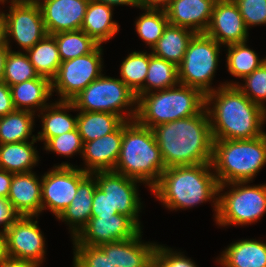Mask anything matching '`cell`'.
Wrapping results in <instances>:
<instances>
[{"mask_svg":"<svg viewBox=\"0 0 266 267\" xmlns=\"http://www.w3.org/2000/svg\"><path fill=\"white\" fill-rule=\"evenodd\" d=\"M205 95L213 140L254 139L265 131L266 110L253 103L236 86L224 83Z\"/></svg>","mask_w":266,"mask_h":267,"instance_id":"6da1fadb","label":"cell"},{"mask_svg":"<svg viewBox=\"0 0 266 267\" xmlns=\"http://www.w3.org/2000/svg\"><path fill=\"white\" fill-rule=\"evenodd\" d=\"M152 130L166 168L212 162L214 140L206 108Z\"/></svg>","mask_w":266,"mask_h":267,"instance_id":"7a4b0ae2","label":"cell"},{"mask_svg":"<svg viewBox=\"0 0 266 267\" xmlns=\"http://www.w3.org/2000/svg\"><path fill=\"white\" fill-rule=\"evenodd\" d=\"M211 168V163L167 167L150 191L172 211L211 201L216 219L219 183Z\"/></svg>","mask_w":266,"mask_h":267,"instance_id":"3957f363","label":"cell"},{"mask_svg":"<svg viewBox=\"0 0 266 267\" xmlns=\"http://www.w3.org/2000/svg\"><path fill=\"white\" fill-rule=\"evenodd\" d=\"M165 169L153 130L141 125L136 119L125 121L114 172L140 181L151 190Z\"/></svg>","mask_w":266,"mask_h":267,"instance_id":"277c9868","label":"cell"},{"mask_svg":"<svg viewBox=\"0 0 266 267\" xmlns=\"http://www.w3.org/2000/svg\"><path fill=\"white\" fill-rule=\"evenodd\" d=\"M211 164L219 185L253 182L266 165V132L254 139L214 140Z\"/></svg>","mask_w":266,"mask_h":267,"instance_id":"5b68a950","label":"cell"},{"mask_svg":"<svg viewBox=\"0 0 266 267\" xmlns=\"http://www.w3.org/2000/svg\"><path fill=\"white\" fill-rule=\"evenodd\" d=\"M205 108V95L196 88L175 87L142 94L137 100L136 120L150 129L199 114Z\"/></svg>","mask_w":266,"mask_h":267,"instance_id":"8992f818","label":"cell"},{"mask_svg":"<svg viewBox=\"0 0 266 267\" xmlns=\"http://www.w3.org/2000/svg\"><path fill=\"white\" fill-rule=\"evenodd\" d=\"M248 183L251 182L219 185L215 219L217 225L247 226L258 222L266 213V184L250 186ZM226 187L231 189L224 193Z\"/></svg>","mask_w":266,"mask_h":267,"instance_id":"52a82bcc","label":"cell"},{"mask_svg":"<svg viewBox=\"0 0 266 267\" xmlns=\"http://www.w3.org/2000/svg\"><path fill=\"white\" fill-rule=\"evenodd\" d=\"M104 75L73 97L71 102L77 112H106L117 114L125 121L136 119V94L121 79Z\"/></svg>","mask_w":266,"mask_h":267,"instance_id":"ba28073f","label":"cell"},{"mask_svg":"<svg viewBox=\"0 0 266 267\" xmlns=\"http://www.w3.org/2000/svg\"><path fill=\"white\" fill-rule=\"evenodd\" d=\"M222 45L206 33H195L188 43L185 56L178 66L179 84L199 89L204 95L213 92Z\"/></svg>","mask_w":266,"mask_h":267,"instance_id":"9c48e42d","label":"cell"},{"mask_svg":"<svg viewBox=\"0 0 266 267\" xmlns=\"http://www.w3.org/2000/svg\"><path fill=\"white\" fill-rule=\"evenodd\" d=\"M103 46L91 53L61 62L56 77L51 81L52 94L59 100L71 101L80 91L102 75Z\"/></svg>","mask_w":266,"mask_h":267,"instance_id":"30bf717a","label":"cell"},{"mask_svg":"<svg viewBox=\"0 0 266 267\" xmlns=\"http://www.w3.org/2000/svg\"><path fill=\"white\" fill-rule=\"evenodd\" d=\"M63 162L42 175V212L49 209L58 218L71 204L79 183L89 174Z\"/></svg>","mask_w":266,"mask_h":267,"instance_id":"8fae6325","label":"cell"},{"mask_svg":"<svg viewBox=\"0 0 266 267\" xmlns=\"http://www.w3.org/2000/svg\"><path fill=\"white\" fill-rule=\"evenodd\" d=\"M91 174L96 179L97 187L109 198L114 210L130 217L142 228L138 218L142 203L137 187V183L141 182L114 171H97Z\"/></svg>","mask_w":266,"mask_h":267,"instance_id":"7c38bea8","label":"cell"},{"mask_svg":"<svg viewBox=\"0 0 266 267\" xmlns=\"http://www.w3.org/2000/svg\"><path fill=\"white\" fill-rule=\"evenodd\" d=\"M142 229L128 216L91 217L72 239L73 245L100 246L135 237Z\"/></svg>","mask_w":266,"mask_h":267,"instance_id":"4fadbf2b","label":"cell"},{"mask_svg":"<svg viewBox=\"0 0 266 267\" xmlns=\"http://www.w3.org/2000/svg\"><path fill=\"white\" fill-rule=\"evenodd\" d=\"M35 216H20L6 231L7 255L41 266L45 261V238Z\"/></svg>","mask_w":266,"mask_h":267,"instance_id":"5bb4252c","label":"cell"},{"mask_svg":"<svg viewBox=\"0 0 266 267\" xmlns=\"http://www.w3.org/2000/svg\"><path fill=\"white\" fill-rule=\"evenodd\" d=\"M8 10L3 15L7 23L10 50V37L26 52L47 35L39 5H10Z\"/></svg>","mask_w":266,"mask_h":267,"instance_id":"9a60e30c","label":"cell"},{"mask_svg":"<svg viewBox=\"0 0 266 267\" xmlns=\"http://www.w3.org/2000/svg\"><path fill=\"white\" fill-rule=\"evenodd\" d=\"M205 33L224 48L227 45L245 42L249 36L239 8L233 0L216 1Z\"/></svg>","mask_w":266,"mask_h":267,"instance_id":"2e32d148","label":"cell"},{"mask_svg":"<svg viewBox=\"0 0 266 267\" xmlns=\"http://www.w3.org/2000/svg\"><path fill=\"white\" fill-rule=\"evenodd\" d=\"M90 0H41L44 26L48 35L81 29Z\"/></svg>","mask_w":266,"mask_h":267,"instance_id":"e0dca14e","label":"cell"},{"mask_svg":"<svg viewBox=\"0 0 266 267\" xmlns=\"http://www.w3.org/2000/svg\"><path fill=\"white\" fill-rule=\"evenodd\" d=\"M217 0H171L165 9L169 24L194 33H205L209 27Z\"/></svg>","mask_w":266,"mask_h":267,"instance_id":"ac0fdd59","label":"cell"},{"mask_svg":"<svg viewBox=\"0 0 266 267\" xmlns=\"http://www.w3.org/2000/svg\"><path fill=\"white\" fill-rule=\"evenodd\" d=\"M122 137L123 124L112 133L84 142L82 158L86 167H80V169L87 173L114 171L120 155Z\"/></svg>","mask_w":266,"mask_h":267,"instance_id":"d6986e66","label":"cell"},{"mask_svg":"<svg viewBox=\"0 0 266 267\" xmlns=\"http://www.w3.org/2000/svg\"><path fill=\"white\" fill-rule=\"evenodd\" d=\"M40 179V180H39ZM42 176L33 171L14 173L8 194V200L20 216H35L42 212Z\"/></svg>","mask_w":266,"mask_h":267,"instance_id":"ffe728a7","label":"cell"},{"mask_svg":"<svg viewBox=\"0 0 266 267\" xmlns=\"http://www.w3.org/2000/svg\"><path fill=\"white\" fill-rule=\"evenodd\" d=\"M97 182L89 173L78 185L77 192L71 204L57 218L69 225L71 238L73 239L91 218L93 196Z\"/></svg>","mask_w":266,"mask_h":267,"instance_id":"44dd1931","label":"cell"},{"mask_svg":"<svg viewBox=\"0 0 266 267\" xmlns=\"http://www.w3.org/2000/svg\"><path fill=\"white\" fill-rule=\"evenodd\" d=\"M142 233L111 243V260L116 267H150L157 243L143 242Z\"/></svg>","mask_w":266,"mask_h":267,"instance_id":"7402d4cb","label":"cell"},{"mask_svg":"<svg viewBox=\"0 0 266 267\" xmlns=\"http://www.w3.org/2000/svg\"><path fill=\"white\" fill-rule=\"evenodd\" d=\"M68 110V111H67ZM76 111L71 101L58 100L49 103L40 111L42 130L37 133V140L44 144L53 137L73 131L77 128V115L71 116L67 112Z\"/></svg>","mask_w":266,"mask_h":267,"instance_id":"603a6c76","label":"cell"},{"mask_svg":"<svg viewBox=\"0 0 266 267\" xmlns=\"http://www.w3.org/2000/svg\"><path fill=\"white\" fill-rule=\"evenodd\" d=\"M216 261L221 267H266V242L256 239L234 241Z\"/></svg>","mask_w":266,"mask_h":267,"instance_id":"cb8c5ba5","label":"cell"},{"mask_svg":"<svg viewBox=\"0 0 266 267\" xmlns=\"http://www.w3.org/2000/svg\"><path fill=\"white\" fill-rule=\"evenodd\" d=\"M10 89L16 110L33 113L43 110L52 96L51 81L42 76L12 85Z\"/></svg>","mask_w":266,"mask_h":267,"instance_id":"d4e9b609","label":"cell"},{"mask_svg":"<svg viewBox=\"0 0 266 267\" xmlns=\"http://www.w3.org/2000/svg\"><path fill=\"white\" fill-rule=\"evenodd\" d=\"M113 8L106 4L89 1L81 30L87 33L97 44L112 39L120 26L112 20Z\"/></svg>","mask_w":266,"mask_h":267,"instance_id":"484cf974","label":"cell"},{"mask_svg":"<svg viewBox=\"0 0 266 267\" xmlns=\"http://www.w3.org/2000/svg\"><path fill=\"white\" fill-rule=\"evenodd\" d=\"M194 34L189 29L168 23L161 38L151 48V53L178 67L185 56L188 43Z\"/></svg>","mask_w":266,"mask_h":267,"instance_id":"4316f807","label":"cell"},{"mask_svg":"<svg viewBox=\"0 0 266 267\" xmlns=\"http://www.w3.org/2000/svg\"><path fill=\"white\" fill-rule=\"evenodd\" d=\"M37 141L0 144V169L11 173L31 172L40 158L34 147Z\"/></svg>","mask_w":266,"mask_h":267,"instance_id":"83f0119b","label":"cell"},{"mask_svg":"<svg viewBox=\"0 0 266 267\" xmlns=\"http://www.w3.org/2000/svg\"><path fill=\"white\" fill-rule=\"evenodd\" d=\"M125 120L113 113L79 111L77 128L84 142L96 140L116 131Z\"/></svg>","mask_w":266,"mask_h":267,"instance_id":"f1b7e54d","label":"cell"},{"mask_svg":"<svg viewBox=\"0 0 266 267\" xmlns=\"http://www.w3.org/2000/svg\"><path fill=\"white\" fill-rule=\"evenodd\" d=\"M35 114L26 110H14L0 117V144L37 140L34 131Z\"/></svg>","mask_w":266,"mask_h":267,"instance_id":"f546056e","label":"cell"},{"mask_svg":"<svg viewBox=\"0 0 266 267\" xmlns=\"http://www.w3.org/2000/svg\"><path fill=\"white\" fill-rule=\"evenodd\" d=\"M26 53L39 76L48 78L50 81L56 77L62 61L57 42L52 35L47 34Z\"/></svg>","mask_w":266,"mask_h":267,"instance_id":"4dcf8cb0","label":"cell"},{"mask_svg":"<svg viewBox=\"0 0 266 267\" xmlns=\"http://www.w3.org/2000/svg\"><path fill=\"white\" fill-rule=\"evenodd\" d=\"M246 43L247 41L227 45L226 67L233 77L244 79L266 61V57L260 59L256 51Z\"/></svg>","mask_w":266,"mask_h":267,"instance_id":"1f68e13d","label":"cell"},{"mask_svg":"<svg viewBox=\"0 0 266 267\" xmlns=\"http://www.w3.org/2000/svg\"><path fill=\"white\" fill-rule=\"evenodd\" d=\"M149 66V54L133 51L122 61L120 66L121 79L137 96L145 94V80Z\"/></svg>","mask_w":266,"mask_h":267,"instance_id":"d6a6232c","label":"cell"},{"mask_svg":"<svg viewBox=\"0 0 266 267\" xmlns=\"http://www.w3.org/2000/svg\"><path fill=\"white\" fill-rule=\"evenodd\" d=\"M178 84V67L165 59L154 56L150 52L149 66L145 80V94L172 88Z\"/></svg>","mask_w":266,"mask_h":267,"instance_id":"836d02e7","label":"cell"},{"mask_svg":"<svg viewBox=\"0 0 266 267\" xmlns=\"http://www.w3.org/2000/svg\"><path fill=\"white\" fill-rule=\"evenodd\" d=\"M141 9L145 13L136 19L135 31L141 40L152 48L161 38L169 21L164 8L143 6Z\"/></svg>","mask_w":266,"mask_h":267,"instance_id":"e575fe53","label":"cell"},{"mask_svg":"<svg viewBox=\"0 0 266 267\" xmlns=\"http://www.w3.org/2000/svg\"><path fill=\"white\" fill-rule=\"evenodd\" d=\"M52 36L57 42L62 62L91 53L99 45L81 29L59 32Z\"/></svg>","mask_w":266,"mask_h":267,"instance_id":"d590c367","label":"cell"},{"mask_svg":"<svg viewBox=\"0 0 266 267\" xmlns=\"http://www.w3.org/2000/svg\"><path fill=\"white\" fill-rule=\"evenodd\" d=\"M38 76L26 52L9 51L5 63L3 82L12 86L35 79Z\"/></svg>","mask_w":266,"mask_h":267,"instance_id":"8d00e7d4","label":"cell"},{"mask_svg":"<svg viewBox=\"0 0 266 267\" xmlns=\"http://www.w3.org/2000/svg\"><path fill=\"white\" fill-rule=\"evenodd\" d=\"M73 247V267H116L111 260V243Z\"/></svg>","mask_w":266,"mask_h":267,"instance_id":"74e56055","label":"cell"},{"mask_svg":"<svg viewBox=\"0 0 266 267\" xmlns=\"http://www.w3.org/2000/svg\"><path fill=\"white\" fill-rule=\"evenodd\" d=\"M243 81L244 84L239 82H224L228 86H236L249 100L261 106L266 110V61L250 75L246 76Z\"/></svg>","mask_w":266,"mask_h":267,"instance_id":"f35d334b","label":"cell"},{"mask_svg":"<svg viewBox=\"0 0 266 267\" xmlns=\"http://www.w3.org/2000/svg\"><path fill=\"white\" fill-rule=\"evenodd\" d=\"M83 145V140L79 134L78 128H76L73 131L50 138L44 144L43 149L61 156L63 155V157H72L76 155V153H80L79 155L82 156Z\"/></svg>","mask_w":266,"mask_h":267,"instance_id":"ab89813d","label":"cell"},{"mask_svg":"<svg viewBox=\"0 0 266 267\" xmlns=\"http://www.w3.org/2000/svg\"><path fill=\"white\" fill-rule=\"evenodd\" d=\"M242 15L246 28L266 25V0H233Z\"/></svg>","mask_w":266,"mask_h":267,"instance_id":"60d3db41","label":"cell"},{"mask_svg":"<svg viewBox=\"0 0 266 267\" xmlns=\"http://www.w3.org/2000/svg\"><path fill=\"white\" fill-rule=\"evenodd\" d=\"M182 253L157 244L150 267H198L193 260Z\"/></svg>","mask_w":266,"mask_h":267,"instance_id":"b9f144b4","label":"cell"},{"mask_svg":"<svg viewBox=\"0 0 266 267\" xmlns=\"http://www.w3.org/2000/svg\"><path fill=\"white\" fill-rule=\"evenodd\" d=\"M118 214L105 193L96 187L93 196L91 217H106Z\"/></svg>","mask_w":266,"mask_h":267,"instance_id":"7bdbcfd3","label":"cell"},{"mask_svg":"<svg viewBox=\"0 0 266 267\" xmlns=\"http://www.w3.org/2000/svg\"><path fill=\"white\" fill-rule=\"evenodd\" d=\"M19 217L8 198L0 197V226L3 227L1 230L6 232Z\"/></svg>","mask_w":266,"mask_h":267,"instance_id":"ee69618b","label":"cell"},{"mask_svg":"<svg viewBox=\"0 0 266 267\" xmlns=\"http://www.w3.org/2000/svg\"><path fill=\"white\" fill-rule=\"evenodd\" d=\"M14 110L16 108L13 103L10 86L0 81V117L6 116Z\"/></svg>","mask_w":266,"mask_h":267,"instance_id":"f6af8a7d","label":"cell"},{"mask_svg":"<svg viewBox=\"0 0 266 267\" xmlns=\"http://www.w3.org/2000/svg\"><path fill=\"white\" fill-rule=\"evenodd\" d=\"M13 174L14 173L0 169V197L8 198Z\"/></svg>","mask_w":266,"mask_h":267,"instance_id":"bcb514c9","label":"cell"},{"mask_svg":"<svg viewBox=\"0 0 266 267\" xmlns=\"http://www.w3.org/2000/svg\"><path fill=\"white\" fill-rule=\"evenodd\" d=\"M97 3L106 4L108 6H118V5H126L132 6L141 9L144 5L142 0H90Z\"/></svg>","mask_w":266,"mask_h":267,"instance_id":"7dc6e473","label":"cell"},{"mask_svg":"<svg viewBox=\"0 0 266 267\" xmlns=\"http://www.w3.org/2000/svg\"><path fill=\"white\" fill-rule=\"evenodd\" d=\"M0 267H40V265L28 260L7 257L0 263Z\"/></svg>","mask_w":266,"mask_h":267,"instance_id":"c3c4849f","label":"cell"},{"mask_svg":"<svg viewBox=\"0 0 266 267\" xmlns=\"http://www.w3.org/2000/svg\"><path fill=\"white\" fill-rule=\"evenodd\" d=\"M0 47H8L7 23L3 11H0Z\"/></svg>","mask_w":266,"mask_h":267,"instance_id":"681fc988","label":"cell"},{"mask_svg":"<svg viewBox=\"0 0 266 267\" xmlns=\"http://www.w3.org/2000/svg\"><path fill=\"white\" fill-rule=\"evenodd\" d=\"M10 51L9 47H0V81H3L5 63Z\"/></svg>","mask_w":266,"mask_h":267,"instance_id":"f907efd6","label":"cell"},{"mask_svg":"<svg viewBox=\"0 0 266 267\" xmlns=\"http://www.w3.org/2000/svg\"><path fill=\"white\" fill-rule=\"evenodd\" d=\"M7 257L6 232L0 230V263Z\"/></svg>","mask_w":266,"mask_h":267,"instance_id":"816d5d0a","label":"cell"},{"mask_svg":"<svg viewBox=\"0 0 266 267\" xmlns=\"http://www.w3.org/2000/svg\"><path fill=\"white\" fill-rule=\"evenodd\" d=\"M171 0H142L145 7L163 8Z\"/></svg>","mask_w":266,"mask_h":267,"instance_id":"f5cc1de1","label":"cell"},{"mask_svg":"<svg viewBox=\"0 0 266 267\" xmlns=\"http://www.w3.org/2000/svg\"><path fill=\"white\" fill-rule=\"evenodd\" d=\"M11 5H39L41 0H10Z\"/></svg>","mask_w":266,"mask_h":267,"instance_id":"db71d44e","label":"cell"},{"mask_svg":"<svg viewBox=\"0 0 266 267\" xmlns=\"http://www.w3.org/2000/svg\"><path fill=\"white\" fill-rule=\"evenodd\" d=\"M6 1L8 2V0H0V4H1V3H2V4H5Z\"/></svg>","mask_w":266,"mask_h":267,"instance_id":"11a10c76","label":"cell"}]
</instances>
